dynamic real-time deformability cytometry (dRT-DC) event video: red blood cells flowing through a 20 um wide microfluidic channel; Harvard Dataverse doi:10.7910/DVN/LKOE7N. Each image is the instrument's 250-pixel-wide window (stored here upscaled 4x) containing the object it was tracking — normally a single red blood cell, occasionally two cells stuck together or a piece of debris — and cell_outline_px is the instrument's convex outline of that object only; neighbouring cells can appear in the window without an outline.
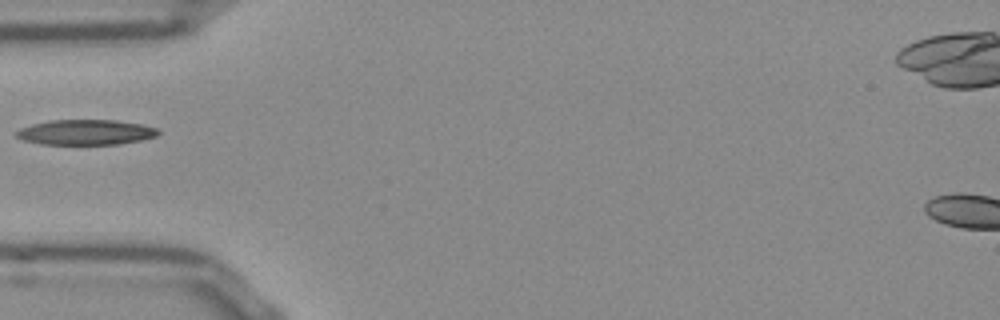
{"species": "Egyptian fruit bat (a non-hibernating species)", "species_latin": "Rousettus aegyptiacus", "temperature_condition": "room temperature", "stored_images_in_passage": 9, "camera_frame_rate_fps": 3000, "um_per_image_px": 0.085, "frame": {"image": 1, "passage_image": 1, "time_ms": 0.0, "image_size_px": [1000, 320], "cell_outline_px": [[160, 132], [156, 136], [140, 140], [116, 144], [40, 144], [24, 140], [16, 136], [12, 132], [20, 128], [32, 124], [48, 120], [116, 120], [144, 124], [156, 128]], "centroid_in_image_um": [7.25, 11.23], "position_along_channel_um": 77.7, "area_um2": 20.92}}
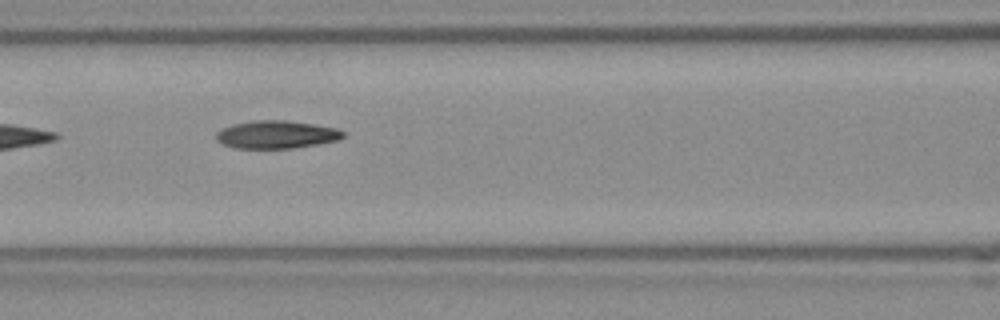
{"frame": {"image": 2, "passage_image": 6, "time_ms": 1.667, "image_size_px": [1000, 320], "cell_outline_px": [[344, 136], [340, 140], [292, 148], [236, 148], [224, 144], [216, 140], [216, 132], [232, 124], [252, 120], [284, 120], [312, 124], [336, 128], [344, 132]], "centroid_in_image_um": [23.49, 11.43], "position_along_channel_um": 143.1, "area_um2": 20.46}}